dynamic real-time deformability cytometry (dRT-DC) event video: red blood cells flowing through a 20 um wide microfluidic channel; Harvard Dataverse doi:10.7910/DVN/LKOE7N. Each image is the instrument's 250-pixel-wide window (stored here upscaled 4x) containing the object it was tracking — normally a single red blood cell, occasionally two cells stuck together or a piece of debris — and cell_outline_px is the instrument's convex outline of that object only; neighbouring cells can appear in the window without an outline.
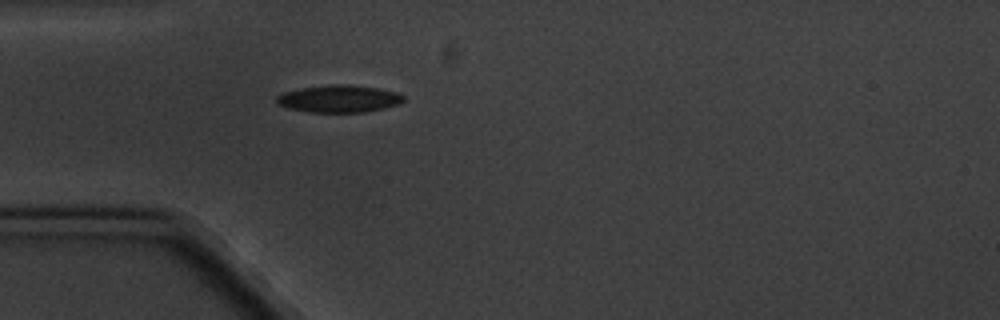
{"species": "common noctule bat (a hibernating species)", "species_latin": "Nyctalus noctula", "temperature_condition": "cold", "stored_images_in_passage": 1, "camera_frame_rate_fps": 3000, "um_per_image_px": 0.085, "animal": {"sex": "male", "body_mass_g": 20.1, "forearm_length_mm": 53.5}, "frame": {"image": 1, "passage_image": 1, "time_ms": 0.0, "image_size_px": [1000, 320], "cell_outline_px": [[404, 100], [400, 104], [384, 108], [364, 112], [308, 112], [288, 108], [276, 104], [276, 96], [280, 92], [300, 88], [332, 84], [344, 84], [376, 88], [396, 92], [404, 96]], "centroid_in_image_um": [28.76, 8.39], "position_along_channel_um": 56.2, "area_um2": 20.29}}